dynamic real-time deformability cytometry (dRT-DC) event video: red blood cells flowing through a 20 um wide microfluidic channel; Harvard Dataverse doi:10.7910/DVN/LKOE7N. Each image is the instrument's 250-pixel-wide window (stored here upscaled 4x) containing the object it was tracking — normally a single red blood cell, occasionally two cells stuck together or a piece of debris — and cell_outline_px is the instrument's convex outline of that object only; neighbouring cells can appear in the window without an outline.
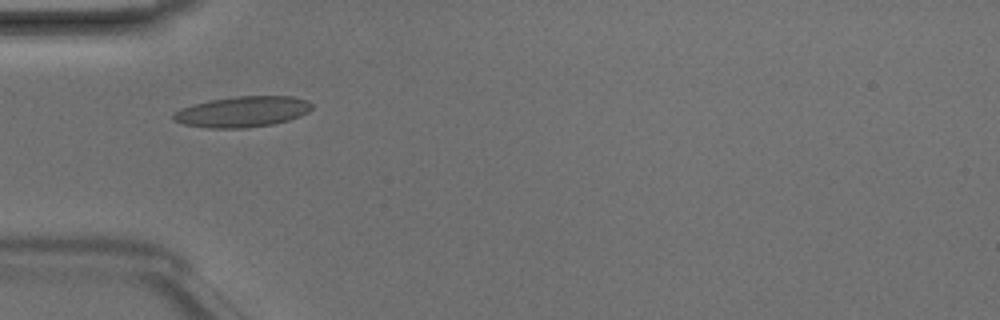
{"species": "Egyptian fruit bat (a non-hibernating species)", "species_latin": "Rousettus aegyptiacus", "temperature_condition": "room temperature", "stored_images_in_passage": 36, "camera_frame_rate_fps": 3000, "um_per_image_px": 0.085, "animal": {"sex": "male"}, "frame": {"image": 1, "passage_image": 3, "time_ms": 0.667, "image_size_px": [1000, 320], "cell_outline_px": [[312, 108], [308, 112], [300, 116], [288, 120], [272, 124], [244, 128], [208, 128], [184, 124], [172, 120], [172, 116], [180, 108], [192, 104], [212, 100], [236, 96], [292, 96], [308, 100], [312, 104]], "centroid_in_image_um": [20.61, 9.49], "position_along_channel_um": 64.4, "area_um2": 24.8}}
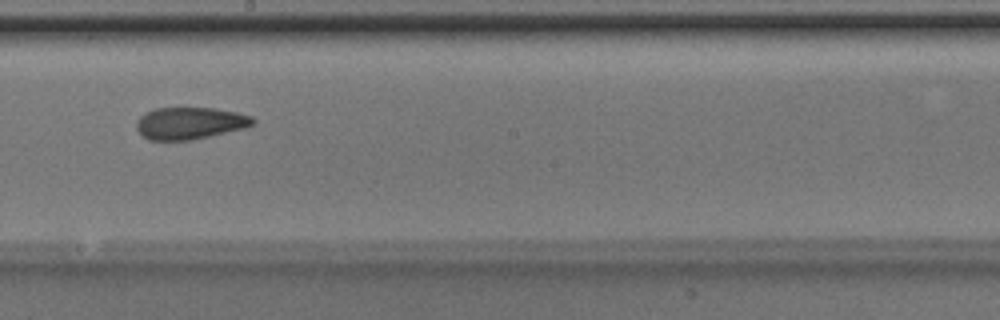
{"frame": {"image": 2, "passage_image": 15, "time_ms": 4.667, "image_size_px": [1000, 320], "cell_outline_px": [[256, 124], [248, 128], [192, 140], [148, 140], [140, 136], [136, 128], [136, 120], [144, 112], [156, 108], [216, 108], [236, 112], [252, 116], [256, 120]], "centroid_in_image_um": [16.15, 10.48], "position_along_channel_um": 232.0, "area_um2": 22.25}}
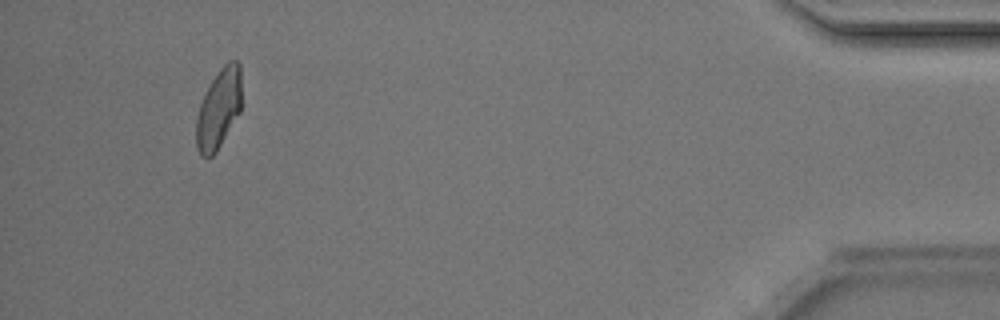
{"frame": {"image": 3, "passage_image": 33, "time_ms": 10.667, "image_size_px": [1000, 320], "cell_outline_px": [[240, 112], [216, 152], [212, 156], [200, 156], [196, 148], [196, 120], [200, 104], [212, 80], [220, 68], [228, 60], [236, 60], [240, 64]], "centroid_in_image_um": [18.58, 9.26], "position_along_channel_um": 416.6, "area_um2": 20.81}, "authors_computed_cell_mechanics": {"area_um2": 21.7039, "velocity_mm_per_s": 4.2221, "shape_relaxation_time_tau1_ms": 9.0416, "shape_relaxation_time_tau2_ms": 2.0753, "deformation_change_tau1": 0.204, "deformation_change_tau2": 0.0961}}